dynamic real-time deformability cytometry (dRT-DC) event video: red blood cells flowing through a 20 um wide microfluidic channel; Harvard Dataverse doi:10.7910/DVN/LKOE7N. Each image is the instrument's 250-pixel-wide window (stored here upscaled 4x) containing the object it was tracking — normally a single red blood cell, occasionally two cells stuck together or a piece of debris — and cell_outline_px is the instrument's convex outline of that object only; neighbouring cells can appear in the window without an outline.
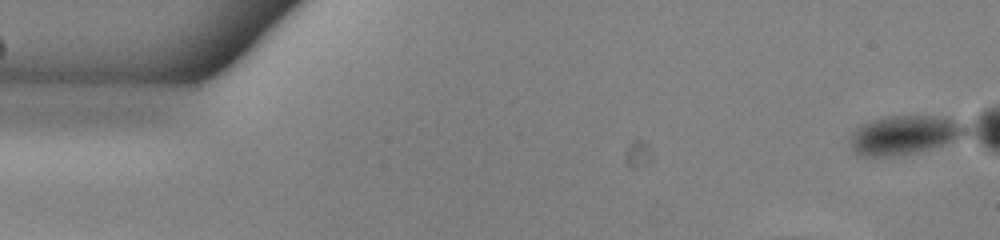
{"species": "common noctule bat (a hibernating species)", "species_latin": "Nyctalus noctula", "temperature_condition": "warm", "stored_images_in_passage": 55, "segment_of_instrument_passage": [1, 2], "camera_frame_rate_fps": 3000, "um_per_image_px": 0.085, "animal": {"sex": "male", "body_mass_g": 13.0, "forearm_length_mm": 53.1}, "frame": {"image": 1, "passage_image": 1, "time_ms": 0.0, "image_size_px": [1000, 240], "cell_outline_px": [[968, 136], [960, 140], [916, 152], [892, 156], [864, 156], [856, 152], [852, 148], [852, 132], [860, 124], [872, 120], [888, 116], [952, 116], [968, 124]], "centroid_in_image_um": [77.04, 11.44], "position_along_channel_um": 8.0, "area_um2": 26.76}}
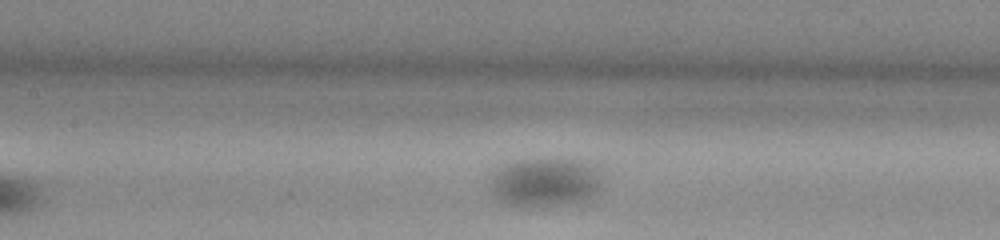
{"frame": {"image": 2, "passage_image": 24, "time_ms": 7.667, "image_size_px": [1000, 240], "cell_outline_px": [[604, 188], [592, 196], [584, 200], [556, 204], [508, 204], [500, 200], [488, 188], [492, 168], [500, 164], [516, 160], [584, 160], [596, 164], [600, 168], [604, 184]], "centroid_in_image_um": [46.37, 15.42], "position_along_channel_um": 161.0, "area_um2": 32.19}}
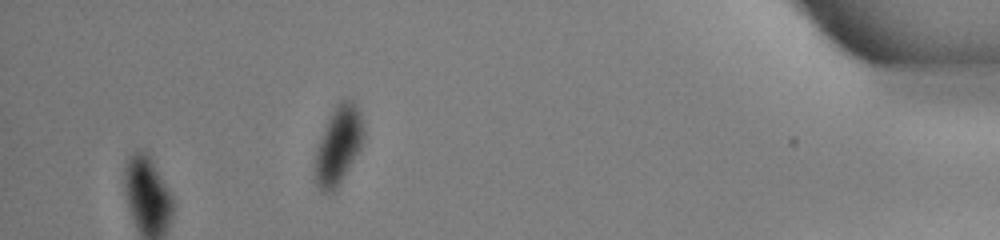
{"frame": {"image": 3, "passage_image": 48, "time_ms": 15.667, "image_size_px": [1000, 240], "cell_outline_px": [[364, 136], [360, 148], [336, 188], [332, 192], [324, 192], [316, 184], [316, 148], [328, 116], [332, 108], [340, 100], [352, 100], [356, 104], [364, 120]], "centroid_in_image_um": [28.78, 12.26], "position_along_channel_um": 406.4, "area_um2": 21.91}}